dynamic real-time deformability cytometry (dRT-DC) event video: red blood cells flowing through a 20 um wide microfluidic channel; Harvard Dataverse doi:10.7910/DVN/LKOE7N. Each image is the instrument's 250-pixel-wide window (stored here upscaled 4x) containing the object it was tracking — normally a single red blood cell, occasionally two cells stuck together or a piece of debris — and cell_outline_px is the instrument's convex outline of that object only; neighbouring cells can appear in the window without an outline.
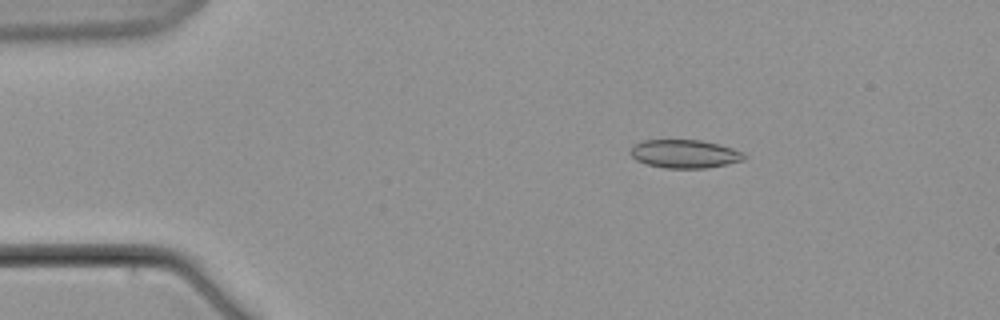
{"species": "common noctule bat (a hibernating species)", "species_latin": "Nyctalus noctula", "temperature_condition": "warm", "stored_images_in_passage": 7, "camera_frame_rate_fps": 3000, "um_per_image_px": 0.085, "animal": {"sex": "male", "body_mass_g": 21.5, "forearm_length_mm": 52.0}, "frame": {"image": 1, "passage_image": 3, "time_ms": 3.333, "image_size_px": [1000, 320], "cell_outline_px": [[748, 156], [744, 160], [728, 164], [708, 168], [664, 168], [648, 164], [636, 160], [628, 152], [636, 144], [644, 140], [700, 140], [720, 144], [744, 152]], "centroid_in_image_um": [58.25, 13.08], "position_along_channel_um": 26.8, "area_um2": 18.9}}
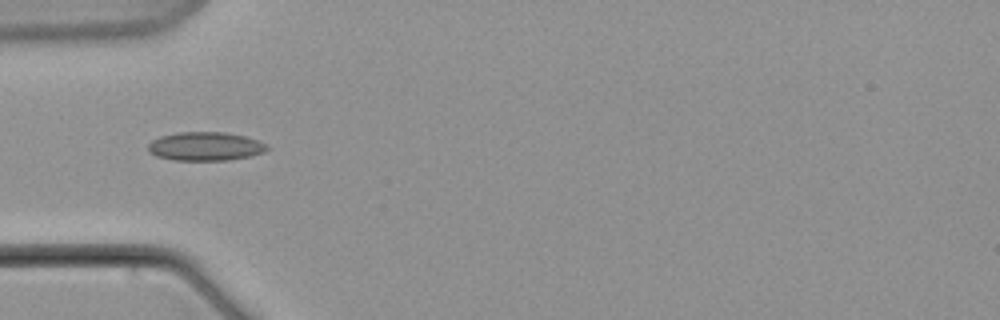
{"frame": {"image": 2, "passage_image": 6, "time_ms": 7.0, "image_size_px": [1000, 320], "cell_outline_px": [[268, 148], [264, 152], [252, 156], [228, 160], [172, 160], [156, 156], [148, 152], [148, 144], [152, 140], [160, 136], [176, 132], [224, 132], [244, 136], [256, 140], [264, 144]], "centroid_in_image_um": [17.4, 12.44], "position_along_channel_um": 67.6, "area_um2": 19.88}}